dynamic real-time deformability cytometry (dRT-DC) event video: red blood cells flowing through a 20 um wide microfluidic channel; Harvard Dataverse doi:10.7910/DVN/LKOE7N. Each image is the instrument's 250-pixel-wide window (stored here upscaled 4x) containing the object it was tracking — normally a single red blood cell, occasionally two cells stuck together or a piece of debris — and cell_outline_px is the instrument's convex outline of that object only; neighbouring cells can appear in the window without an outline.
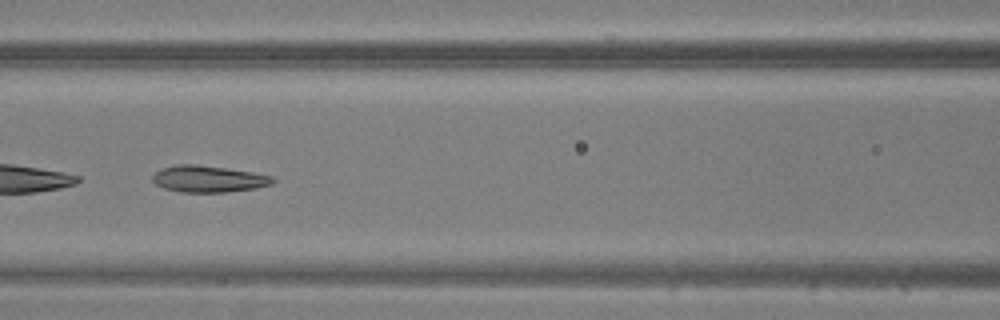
{"species": "common noctule bat (a hibernating species)", "species_latin": "Nyctalus noctula", "temperature_condition": "warm", "stored_images_in_passage": 47, "camera_frame_rate_fps": 3000, "um_per_image_px": 0.085, "animal": {"sex": "male", "body_mass_g": 20.5, "forearm_length_mm": 52.5}, "frame": {"image": 1, "passage_image": 21, "time_ms": 6.667, "image_size_px": [1000, 320], "cell_outline_px": [[276, 180], [272, 184], [256, 188], [224, 192], [180, 192], [164, 188], [156, 184], [152, 180], [152, 176], [160, 168], [176, 164], [196, 164], [252, 172], [272, 176]], "centroid_in_image_um": [17.7, 15.2], "position_along_channel_um": 148.9, "area_um2": 18.61}}
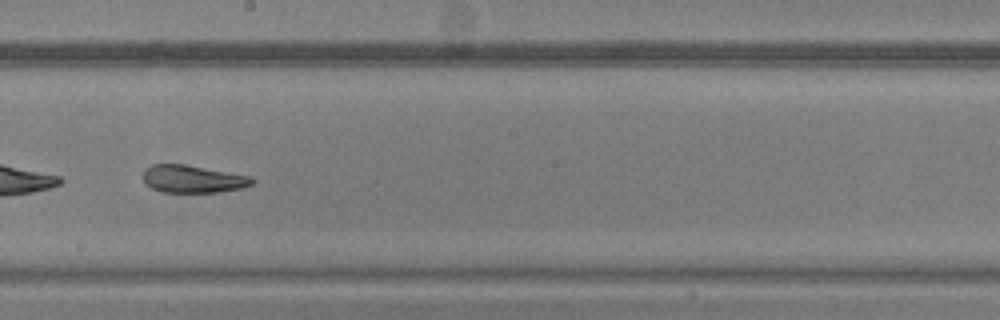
{"frame": {"image": 2, "passage_image": 27, "time_ms": 8.667, "image_size_px": [1000, 320], "cell_outline_px": [[256, 180], [252, 184], [244, 188], [216, 192], [160, 192], [152, 188], [144, 180], [144, 168], [152, 164], [184, 164], [252, 176]], "centroid_in_image_um": [16.42, 15.21], "position_along_channel_um": 231.8, "area_um2": 17.57}}